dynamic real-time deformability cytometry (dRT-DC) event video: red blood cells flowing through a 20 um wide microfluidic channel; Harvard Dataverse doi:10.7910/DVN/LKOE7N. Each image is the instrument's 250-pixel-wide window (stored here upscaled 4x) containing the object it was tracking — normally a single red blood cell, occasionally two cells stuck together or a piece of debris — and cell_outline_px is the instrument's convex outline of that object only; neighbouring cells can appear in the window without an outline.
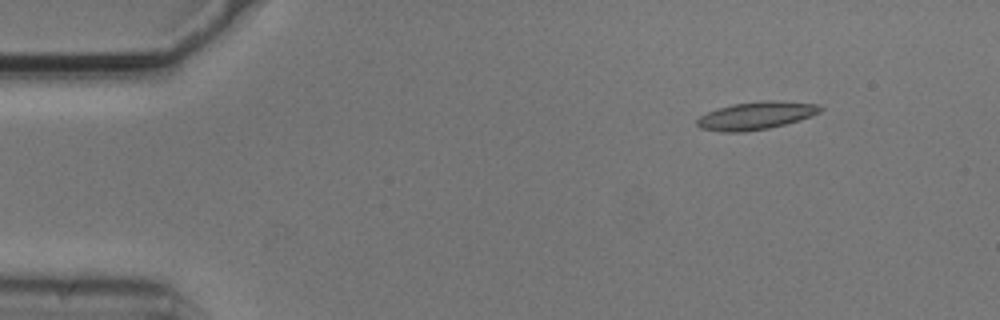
{"species": "common noctule bat (a hibernating species)", "species_latin": "Nyctalus noctula", "temperature_condition": "cold", "stored_images_in_passage": 48, "camera_frame_rate_fps": 3000, "um_per_image_px": 0.085, "animal": {"sex": "male", "body_mass_g": 20.5, "forearm_length_mm": 52.5}, "frame": {"image": 1, "passage_image": 1, "time_ms": 0.0, "image_size_px": [1000, 320], "cell_outline_px": [[824, 108], [820, 112], [812, 116], [800, 120], [768, 128], [744, 132], [720, 132], [700, 128], [696, 124], [696, 120], [700, 116], [708, 112], [732, 104], [772, 100], [820, 104]], "centroid_in_image_um": [64.28, 9.83], "position_along_channel_um": 20.7, "area_um2": 19.88}}
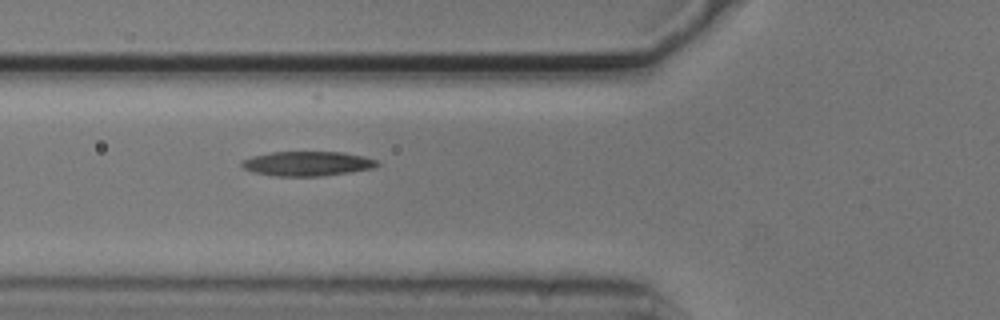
{"frame": {"image": 2, "passage_image": 14, "time_ms": 4.333, "image_size_px": [1000, 320], "cell_outline_px": [[380, 164], [372, 168], [348, 172], [320, 176], [276, 176], [252, 172], [244, 168], [240, 164], [244, 160], [252, 156], [272, 152], [344, 152], [364, 156], [376, 160]], "centroid_in_image_um": [26.11, 13.9], "position_along_channel_um": 99.7, "area_um2": 19.25}}
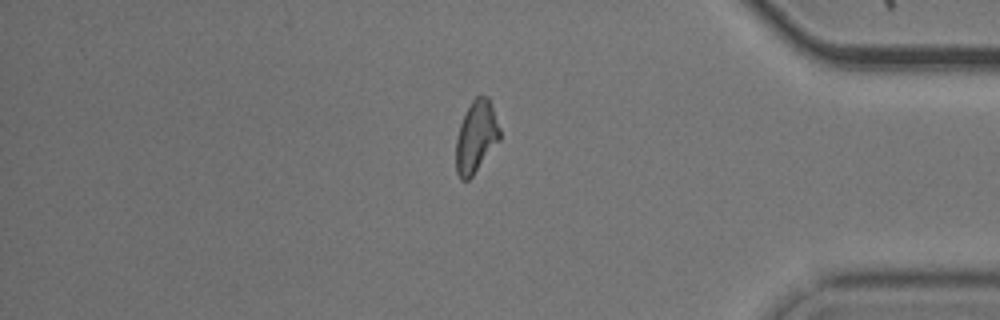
{"frame": {"image": 3, "passage_image": 40, "time_ms": 13.0, "image_size_px": [1000, 320], "cell_outline_px": [[500, 140], [472, 176], [468, 180], [460, 180], [456, 172], [456, 140], [460, 124], [472, 100], [476, 96], [488, 96], [500, 128]], "centroid_in_image_um": [40.47, 11.64], "position_along_channel_um": 394.7, "area_um2": 18.21}, "authors_computed_cell_mechanics": {"area_um2": 19.1029, "velocity_mm_per_s": 3.7164, "shape_relaxation_time_tau1_ms": 3.5166, "shape_relaxation_time_tau2_ms": 5.9067, "deformation_change_tau1": 0.1352, "deformation_change_tau2": 0.1445}}